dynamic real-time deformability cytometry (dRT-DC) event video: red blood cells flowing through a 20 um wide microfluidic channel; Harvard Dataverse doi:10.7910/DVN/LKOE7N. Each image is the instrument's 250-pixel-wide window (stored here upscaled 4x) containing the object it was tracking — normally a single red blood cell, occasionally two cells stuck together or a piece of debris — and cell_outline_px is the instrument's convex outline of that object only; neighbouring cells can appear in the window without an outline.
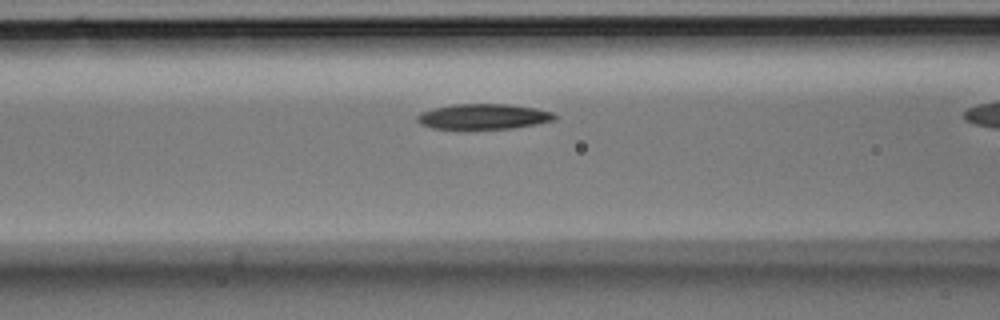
{"species": "Egyptian fruit bat (a non-hibernating species)", "species_latin": "Rousettus aegyptiacus", "temperature_condition": "room temperature", "stored_images_in_passage": 25, "camera_frame_rate_fps": 3000, "um_per_image_px": 0.085, "animal": {"sex": "male"}, "frame": {"image": 1, "passage_image": 8, "time_ms": 2.333, "image_size_px": [1000, 320], "cell_outline_px": [[560, 116], [556, 120], [512, 128], [432, 128], [420, 124], [416, 120], [416, 116], [420, 112], [432, 108], [456, 104], [508, 104], [536, 108], [552, 112]], "centroid_in_image_um": [41.1, 9.89], "position_along_channel_um": 125.5, "area_um2": 20.23}}
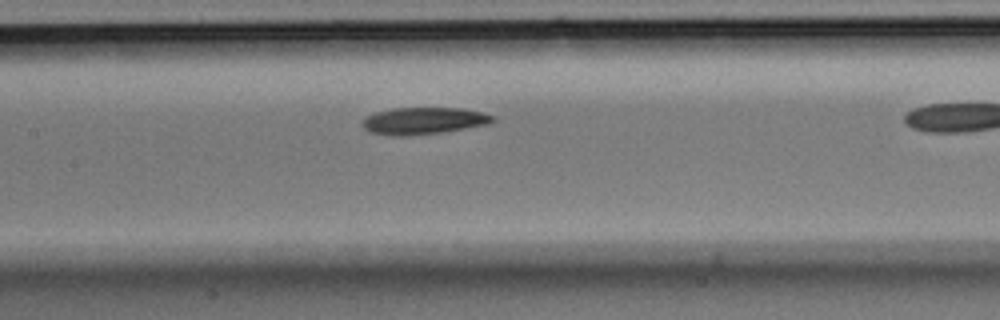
{"frame": {"image": 2, "passage_image": 11, "time_ms": 3.333, "image_size_px": [1000, 320], "cell_outline_px": [[496, 120], [488, 124], [444, 132], [408, 136], [392, 136], [368, 132], [360, 124], [364, 116], [376, 112], [392, 108], [460, 108], [484, 112], [492, 116]], "centroid_in_image_um": [35.95, 10.27], "position_along_channel_um": 171.4, "area_um2": 20.75}}